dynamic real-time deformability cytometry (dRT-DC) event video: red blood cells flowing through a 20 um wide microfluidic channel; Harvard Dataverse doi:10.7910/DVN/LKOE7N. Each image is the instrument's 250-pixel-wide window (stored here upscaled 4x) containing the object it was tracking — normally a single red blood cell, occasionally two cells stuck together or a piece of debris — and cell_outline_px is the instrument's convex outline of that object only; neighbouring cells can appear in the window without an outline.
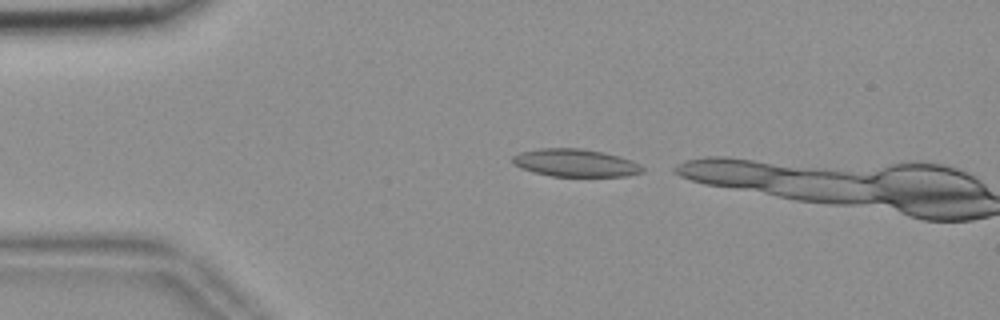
{"species": "common noctule bat (a hibernating species)", "species_latin": "Nyctalus noctula", "temperature_condition": "room temperature", "stored_images_in_passage": 4, "camera_frame_rate_fps": 3000, "um_per_image_px": 0.085, "animal": {"sex": "female", "body_mass_g": 18.4}, "frame": {"image": 1, "passage_image": 2, "time_ms": 0.333, "image_size_px": [1000, 320], "cell_outline_px": [[644, 172], [628, 176], [552, 176], [532, 172], [520, 168], [512, 164], [512, 156], [520, 152], [540, 148], [580, 148], [604, 152], [620, 156], [632, 160], [640, 164], [644, 168]], "centroid_in_image_um": [48.91, 13.84], "position_along_channel_um": 36.1, "area_um2": 21.21}}